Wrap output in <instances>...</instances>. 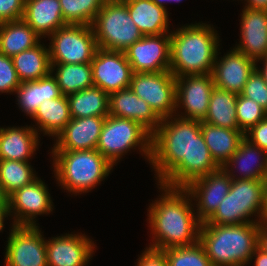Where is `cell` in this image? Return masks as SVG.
<instances>
[{"mask_svg": "<svg viewBox=\"0 0 267 266\" xmlns=\"http://www.w3.org/2000/svg\"><path fill=\"white\" fill-rule=\"evenodd\" d=\"M158 184L184 188L219 168L201 132V121L177 115L163 118L152 133L149 161Z\"/></svg>", "mask_w": 267, "mask_h": 266, "instance_id": "1", "label": "cell"}, {"mask_svg": "<svg viewBox=\"0 0 267 266\" xmlns=\"http://www.w3.org/2000/svg\"><path fill=\"white\" fill-rule=\"evenodd\" d=\"M157 186L162 194L152 201L147 214L153 237L149 247L165 250L197 243L201 222L190 194L184 188Z\"/></svg>", "mask_w": 267, "mask_h": 266, "instance_id": "2", "label": "cell"}, {"mask_svg": "<svg viewBox=\"0 0 267 266\" xmlns=\"http://www.w3.org/2000/svg\"><path fill=\"white\" fill-rule=\"evenodd\" d=\"M218 35L213 25L202 22L173 30L170 33L169 70L175 77L212 73L220 51Z\"/></svg>", "mask_w": 267, "mask_h": 266, "instance_id": "3", "label": "cell"}, {"mask_svg": "<svg viewBox=\"0 0 267 266\" xmlns=\"http://www.w3.org/2000/svg\"><path fill=\"white\" fill-rule=\"evenodd\" d=\"M260 223L202 224L199 242L212 266H246L258 247Z\"/></svg>", "mask_w": 267, "mask_h": 266, "instance_id": "4", "label": "cell"}, {"mask_svg": "<svg viewBox=\"0 0 267 266\" xmlns=\"http://www.w3.org/2000/svg\"><path fill=\"white\" fill-rule=\"evenodd\" d=\"M59 186L72 195L91 192L109 176L112 165L97 149L51 151Z\"/></svg>", "mask_w": 267, "mask_h": 266, "instance_id": "5", "label": "cell"}, {"mask_svg": "<svg viewBox=\"0 0 267 266\" xmlns=\"http://www.w3.org/2000/svg\"><path fill=\"white\" fill-rule=\"evenodd\" d=\"M265 195V180H232L229 193L213 215L202 224L260 223L265 207ZM251 216L258 219H251Z\"/></svg>", "mask_w": 267, "mask_h": 266, "instance_id": "6", "label": "cell"}, {"mask_svg": "<svg viewBox=\"0 0 267 266\" xmlns=\"http://www.w3.org/2000/svg\"><path fill=\"white\" fill-rule=\"evenodd\" d=\"M152 134L138 122L108 115L105 118L97 144V150L116 165L131 149L138 148L147 161L151 157Z\"/></svg>", "mask_w": 267, "mask_h": 266, "instance_id": "7", "label": "cell"}, {"mask_svg": "<svg viewBox=\"0 0 267 266\" xmlns=\"http://www.w3.org/2000/svg\"><path fill=\"white\" fill-rule=\"evenodd\" d=\"M97 47L124 52L143 35L128 13L127 6L117 0H106L91 24Z\"/></svg>", "mask_w": 267, "mask_h": 266, "instance_id": "8", "label": "cell"}, {"mask_svg": "<svg viewBox=\"0 0 267 266\" xmlns=\"http://www.w3.org/2000/svg\"><path fill=\"white\" fill-rule=\"evenodd\" d=\"M49 38L50 63H91L98 48L91 25L67 24Z\"/></svg>", "mask_w": 267, "mask_h": 266, "instance_id": "9", "label": "cell"}, {"mask_svg": "<svg viewBox=\"0 0 267 266\" xmlns=\"http://www.w3.org/2000/svg\"><path fill=\"white\" fill-rule=\"evenodd\" d=\"M129 88L161 119L175 115L176 77L170 70L133 73Z\"/></svg>", "mask_w": 267, "mask_h": 266, "instance_id": "10", "label": "cell"}, {"mask_svg": "<svg viewBox=\"0 0 267 266\" xmlns=\"http://www.w3.org/2000/svg\"><path fill=\"white\" fill-rule=\"evenodd\" d=\"M48 187L37 177L30 184L16 190L8 197V216L13 226H38V215L50 214L53 202Z\"/></svg>", "mask_w": 267, "mask_h": 266, "instance_id": "11", "label": "cell"}, {"mask_svg": "<svg viewBox=\"0 0 267 266\" xmlns=\"http://www.w3.org/2000/svg\"><path fill=\"white\" fill-rule=\"evenodd\" d=\"M10 228L5 266H47L46 240L40 227L12 225Z\"/></svg>", "mask_w": 267, "mask_h": 266, "instance_id": "12", "label": "cell"}, {"mask_svg": "<svg viewBox=\"0 0 267 266\" xmlns=\"http://www.w3.org/2000/svg\"><path fill=\"white\" fill-rule=\"evenodd\" d=\"M214 86L212 73L176 77L175 115L184 119L202 121L207 115ZM180 109H183L185 113L179 114Z\"/></svg>", "mask_w": 267, "mask_h": 266, "instance_id": "13", "label": "cell"}, {"mask_svg": "<svg viewBox=\"0 0 267 266\" xmlns=\"http://www.w3.org/2000/svg\"><path fill=\"white\" fill-rule=\"evenodd\" d=\"M91 66L95 87L108 94L129 88L133 71L124 52L97 48Z\"/></svg>", "mask_w": 267, "mask_h": 266, "instance_id": "14", "label": "cell"}, {"mask_svg": "<svg viewBox=\"0 0 267 266\" xmlns=\"http://www.w3.org/2000/svg\"><path fill=\"white\" fill-rule=\"evenodd\" d=\"M124 53L133 73L167 71L170 69V33L143 36Z\"/></svg>", "mask_w": 267, "mask_h": 266, "instance_id": "15", "label": "cell"}, {"mask_svg": "<svg viewBox=\"0 0 267 266\" xmlns=\"http://www.w3.org/2000/svg\"><path fill=\"white\" fill-rule=\"evenodd\" d=\"M232 179L219 167L206 176L191 181L184 189L190 194L195 212L201 223L206 222L226 197L231 188Z\"/></svg>", "mask_w": 267, "mask_h": 266, "instance_id": "16", "label": "cell"}, {"mask_svg": "<svg viewBox=\"0 0 267 266\" xmlns=\"http://www.w3.org/2000/svg\"><path fill=\"white\" fill-rule=\"evenodd\" d=\"M95 245L82 233H66L46 239L47 266H86L94 255Z\"/></svg>", "mask_w": 267, "mask_h": 266, "instance_id": "17", "label": "cell"}, {"mask_svg": "<svg viewBox=\"0 0 267 266\" xmlns=\"http://www.w3.org/2000/svg\"><path fill=\"white\" fill-rule=\"evenodd\" d=\"M219 54L221 53L217 52L212 71L214 85L240 95L250 74L257 66L256 61L234 48L223 57H218Z\"/></svg>", "mask_w": 267, "mask_h": 266, "instance_id": "18", "label": "cell"}, {"mask_svg": "<svg viewBox=\"0 0 267 266\" xmlns=\"http://www.w3.org/2000/svg\"><path fill=\"white\" fill-rule=\"evenodd\" d=\"M106 117L72 118L55 137L52 151L96 149Z\"/></svg>", "mask_w": 267, "mask_h": 266, "instance_id": "19", "label": "cell"}, {"mask_svg": "<svg viewBox=\"0 0 267 266\" xmlns=\"http://www.w3.org/2000/svg\"><path fill=\"white\" fill-rule=\"evenodd\" d=\"M240 22V43L235 50L257 61L267 56V9L244 7Z\"/></svg>", "mask_w": 267, "mask_h": 266, "instance_id": "20", "label": "cell"}, {"mask_svg": "<svg viewBox=\"0 0 267 266\" xmlns=\"http://www.w3.org/2000/svg\"><path fill=\"white\" fill-rule=\"evenodd\" d=\"M109 115L134 120L151 134L158 128L162 120L150 105L139 98L130 88L109 94Z\"/></svg>", "mask_w": 267, "mask_h": 266, "instance_id": "21", "label": "cell"}, {"mask_svg": "<svg viewBox=\"0 0 267 266\" xmlns=\"http://www.w3.org/2000/svg\"><path fill=\"white\" fill-rule=\"evenodd\" d=\"M221 168L232 180H265L267 176V152L244 138L237 151ZM238 171L241 175L236 176L234 173Z\"/></svg>", "mask_w": 267, "mask_h": 266, "instance_id": "22", "label": "cell"}, {"mask_svg": "<svg viewBox=\"0 0 267 266\" xmlns=\"http://www.w3.org/2000/svg\"><path fill=\"white\" fill-rule=\"evenodd\" d=\"M40 136L31 126L0 129V160L29 162L40 143Z\"/></svg>", "mask_w": 267, "mask_h": 266, "instance_id": "23", "label": "cell"}, {"mask_svg": "<svg viewBox=\"0 0 267 266\" xmlns=\"http://www.w3.org/2000/svg\"><path fill=\"white\" fill-rule=\"evenodd\" d=\"M23 19L40 38L67 25L59 0H25Z\"/></svg>", "mask_w": 267, "mask_h": 266, "instance_id": "24", "label": "cell"}, {"mask_svg": "<svg viewBox=\"0 0 267 266\" xmlns=\"http://www.w3.org/2000/svg\"><path fill=\"white\" fill-rule=\"evenodd\" d=\"M123 3L143 36L172 32L169 31L168 10L158 6L153 0H129Z\"/></svg>", "mask_w": 267, "mask_h": 266, "instance_id": "25", "label": "cell"}, {"mask_svg": "<svg viewBox=\"0 0 267 266\" xmlns=\"http://www.w3.org/2000/svg\"><path fill=\"white\" fill-rule=\"evenodd\" d=\"M14 93L17 94L19 109L31 118L44 100L56 99L63 95L51 72L36 81L21 83Z\"/></svg>", "mask_w": 267, "mask_h": 266, "instance_id": "26", "label": "cell"}, {"mask_svg": "<svg viewBox=\"0 0 267 266\" xmlns=\"http://www.w3.org/2000/svg\"><path fill=\"white\" fill-rule=\"evenodd\" d=\"M201 132L216 164L223 166L237 151L244 133L240 129L213 126L201 121Z\"/></svg>", "mask_w": 267, "mask_h": 266, "instance_id": "27", "label": "cell"}, {"mask_svg": "<svg viewBox=\"0 0 267 266\" xmlns=\"http://www.w3.org/2000/svg\"><path fill=\"white\" fill-rule=\"evenodd\" d=\"M32 119L37 126L33 125V128L38 134L40 131L44 135L56 137L72 119L67 96L44 100Z\"/></svg>", "mask_w": 267, "mask_h": 266, "instance_id": "28", "label": "cell"}, {"mask_svg": "<svg viewBox=\"0 0 267 266\" xmlns=\"http://www.w3.org/2000/svg\"><path fill=\"white\" fill-rule=\"evenodd\" d=\"M40 40L23 18L0 23V53L7 57L34 47Z\"/></svg>", "mask_w": 267, "mask_h": 266, "instance_id": "29", "label": "cell"}, {"mask_svg": "<svg viewBox=\"0 0 267 266\" xmlns=\"http://www.w3.org/2000/svg\"><path fill=\"white\" fill-rule=\"evenodd\" d=\"M21 83L36 81L51 72L49 47L41 44L11 57Z\"/></svg>", "mask_w": 267, "mask_h": 266, "instance_id": "30", "label": "cell"}, {"mask_svg": "<svg viewBox=\"0 0 267 266\" xmlns=\"http://www.w3.org/2000/svg\"><path fill=\"white\" fill-rule=\"evenodd\" d=\"M238 95L214 86L203 122L228 129H239L236 115Z\"/></svg>", "mask_w": 267, "mask_h": 266, "instance_id": "31", "label": "cell"}, {"mask_svg": "<svg viewBox=\"0 0 267 266\" xmlns=\"http://www.w3.org/2000/svg\"><path fill=\"white\" fill-rule=\"evenodd\" d=\"M72 118L107 117L109 94L98 87H91L67 96Z\"/></svg>", "mask_w": 267, "mask_h": 266, "instance_id": "32", "label": "cell"}, {"mask_svg": "<svg viewBox=\"0 0 267 266\" xmlns=\"http://www.w3.org/2000/svg\"><path fill=\"white\" fill-rule=\"evenodd\" d=\"M50 64L51 74L55 77L61 93L64 96H68L94 86L91 63Z\"/></svg>", "mask_w": 267, "mask_h": 266, "instance_id": "33", "label": "cell"}, {"mask_svg": "<svg viewBox=\"0 0 267 266\" xmlns=\"http://www.w3.org/2000/svg\"><path fill=\"white\" fill-rule=\"evenodd\" d=\"M32 167L29 162L0 160V183L8 197L37 178Z\"/></svg>", "mask_w": 267, "mask_h": 266, "instance_id": "34", "label": "cell"}, {"mask_svg": "<svg viewBox=\"0 0 267 266\" xmlns=\"http://www.w3.org/2000/svg\"><path fill=\"white\" fill-rule=\"evenodd\" d=\"M106 0H59L66 24L91 25Z\"/></svg>", "mask_w": 267, "mask_h": 266, "instance_id": "35", "label": "cell"}, {"mask_svg": "<svg viewBox=\"0 0 267 266\" xmlns=\"http://www.w3.org/2000/svg\"><path fill=\"white\" fill-rule=\"evenodd\" d=\"M164 251L168 266H212L199 241L193 245L168 248Z\"/></svg>", "mask_w": 267, "mask_h": 266, "instance_id": "36", "label": "cell"}, {"mask_svg": "<svg viewBox=\"0 0 267 266\" xmlns=\"http://www.w3.org/2000/svg\"><path fill=\"white\" fill-rule=\"evenodd\" d=\"M236 115L239 129L245 133L267 117V111L257 102L241 94L237 97Z\"/></svg>", "mask_w": 267, "mask_h": 266, "instance_id": "37", "label": "cell"}, {"mask_svg": "<svg viewBox=\"0 0 267 266\" xmlns=\"http://www.w3.org/2000/svg\"><path fill=\"white\" fill-rule=\"evenodd\" d=\"M241 95L257 102L267 111V84L257 68L250 74Z\"/></svg>", "mask_w": 267, "mask_h": 266, "instance_id": "38", "label": "cell"}, {"mask_svg": "<svg viewBox=\"0 0 267 266\" xmlns=\"http://www.w3.org/2000/svg\"><path fill=\"white\" fill-rule=\"evenodd\" d=\"M20 84L11 57L0 53V93H14Z\"/></svg>", "mask_w": 267, "mask_h": 266, "instance_id": "39", "label": "cell"}, {"mask_svg": "<svg viewBox=\"0 0 267 266\" xmlns=\"http://www.w3.org/2000/svg\"><path fill=\"white\" fill-rule=\"evenodd\" d=\"M25 0H0V23L22 19Z\"/></svg>", "mask_w": 267, "mask_h": 266, "instance_id": "40", "label": "cell"}, {"mask_svg": "<svg viewBox=\"0 0 267 266\" xmlns=\"http://www.w3.org/2000/svg\"><path fill=\"white\" fill-rule=\"evenodd\" d=\"M244 138L267 152V117L245 132Z\"/></svg>", "mask_w": 267, "mask_h": 266, "instance_id": "41", "label": "cell"}, {"mask_svg": "<svg viewBox=\"0 0 267 266\" xmlns=\"http://www.w3.org/2000/svg\"><path fill=\"white\" fill-rule=\"evenodd\" d=\"M137 259L136 266H168L166 253L164 250L146 247Z\"/></svg>", "mask_w": 267, "mask_h": 266, "instance_id": "42", "label": "cell"}, {"mask_svg": "<svg viewBox=\"0 0 267 266\" xmlns=\"http://www.w3.org/2000/svg\"><path fill=\"white\" fill-rule=\"evenodd\" d=\"M252 259H255L254 266H267V254L259 247H257L253 253L251 261Z\"/></svg>", "mask_w": 267, "mask_h": 266, "instance_id": "43", "label": "cell"}, {"mask_svg": "<svg viewBox=\"0 0 267 266\" xmlns=\"http://www.w3.org/2000/svg\"><path fill=\"white\" fill-rule=\"evenodd\" d=\"M258 247L267 254V227L263 225L258 232Z\"/></svg>", "mask_w": 267, "mask_h": 266, "instance_id": "44", "label": "cell"}, {"mask_svg": "<svg viewBox=\"0 0 267 266\" xmlns=\"http://www.w3.org/2000/svg\"><path fill=\"white\" fill-rule=\"evenodd\" d=\"M243 1V0H241ZM246 5L244 7L250 9H267V0H244Z\"/></svg>", "mask_w": 267, "mask_h": 266, "instance_id": "45", "label": "cell"}, {"mask_svg": "<svg viewBox=\"0 0 267 266\" xmlns=\"http://www.w3.org/2000/svg\"><path fill=\"white\" fill-rule=\"evenodd\" d=\"M0 211H8V196L0 183Z\"/></svg>", "mask_w": 267, "mask_h": 266, "instance_id": "46", "label": "cell"}, {"mask_svg": "<svg viewBox=\"0 0 267 266\" xmlns=\"http://www.w3.org/2000/svg\"><path fill=\"white\" fill-rule=\"evenodd\" d=\"M259 61H260V63L263 61L262 62L263 63V65H262L263 68H258V66H256V68L262 74V76L264 78V81L267 84V56L264 57V58H261V59L257 60L256 63H258Z\"/></svg>", "mask_w": 267, "mask_h": 266, "instance_id": "47", "label": "cell"}, {"mask_svg": "<svg viewBox=\"0 0 267 266\" xmlns=\"http://www.w3.org/2000/svg\"><path fill=\"white\" fill-rule=\"evenodd\" d=\"M260 225L267 227V199H265V207L260 221Z\"/></svg>", "mask_w": 267, "mask_h": 266, "instance_id": "48", "label": "cell"}, {"mask_svg": "<svg viewBox=\"0 0 267 266\" xmlns=\"http://www.w3.org/2000/svg\"><path fill=\"white\" fill-rule=\"evenodd\" d=\"M8 218V211H0V231H3L5 218Z\"/></svg>", "mask_w": 267, "mask_h": 266, "instance_id": "49", "label": "cell"}, {"mask_svg": "<svg viewBox=\"0 0 267 266\" xmlns=\"http://www.w3.org/2000/svg\"><path fill=\"white\" fill-rule=\"evenodd\" d=\"M158 6H161V7H163V8H165V9H167L166 8V5H165V3L167 2H170L171 3V0H153Z\"/></svg>", "mask_w": 267, "mask_h": 266, "instance_id": "50", "label": "cell"}, {"mask_svg": "<svg viewBox=\"0 0 267 266\" xmlns=\"http://www.w3.org/2000/svg\"><path fill=\"white\" fill-rule=\"evenodd\" d=\"M265 199H267V176L265 178Z\"/></svg>", "mask_w": 267, "mask_h": 266, "instance_id": "51", "label": "cell"}, {"mask_svg": "<svg viewBox=\"0 0 267 266\" xmlns=\"http://www.w3.org/2000/svg\"><path fill=\"white\" fill-rule=\"evenodd\" d=\"M182 0H171V2H181Z\"/></svg>", "mask_w": 267, "mask_h": 266, "instance_id": "52", "label": "cell"}, {"mask_svg": "<svg viewBox=\"0 0 267 266\" xmlns=\"http://www.w3.org/2000/svg\"><path fill=\"white\" fill-rule=\"evenodd\" d=\"M117 1H120V2H125V1H129V0H117Z\"/></svg>", "mask_w": 267, "mask_h": 266, "instance_id": "53", "label": "cell"}]
</instances>
